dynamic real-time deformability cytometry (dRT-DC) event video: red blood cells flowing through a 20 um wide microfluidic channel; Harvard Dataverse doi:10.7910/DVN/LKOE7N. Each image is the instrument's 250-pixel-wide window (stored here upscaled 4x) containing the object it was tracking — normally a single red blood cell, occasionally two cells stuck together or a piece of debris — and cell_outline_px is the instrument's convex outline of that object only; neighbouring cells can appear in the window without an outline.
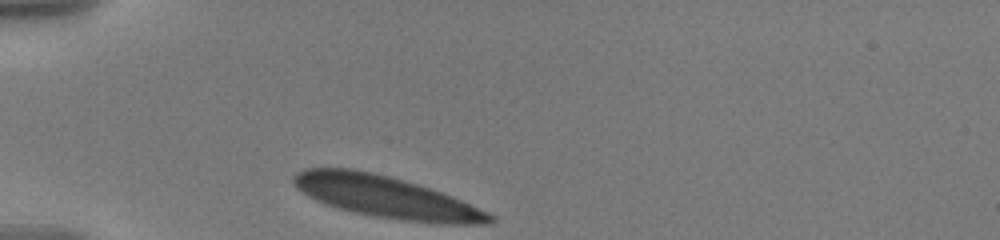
{"species": "human", "species_latin": "Homo sapiens", "temperature_condition": "warm", "stored_images_in_passage": 5, "camera_frame_rate_fps": 3000, "um_per_image_px": 0.085, "donor": {"sex": "male"}, "frame": {"image": 1, "passage_image": 1, "time_ms": 0.0, "image_size_px": [1000, 240], "cell_outline_px": [[496, 220], [492, 224], [444, 224], [400, 220], [352, 212], [324, 204], [308, 196], [296, 188], [292, 180], [292, 176], [296, 172], [304, 168], [352, 168], [372, 172], [404, 180], [452, 196], [488, 212]], "centroid_in_image_um": [32.78, 16.74], "position_along_channel_um": 52.2, "area_um2": 47.63}}